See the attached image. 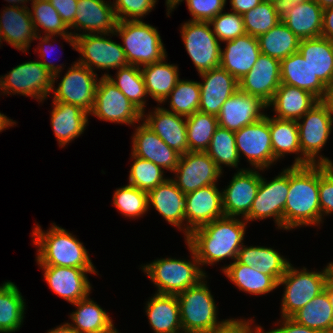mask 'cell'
I'll return each instance as SVG.
<instances>
[{
  "label": "cell",
  "instance_id": "62",
  "mask_svg": "<svg viewBox=\"0 0 333 333\" xmlns=\"http://www.w3.org/2000/svg\"><path fill=\"white\" fill-rule=\"evenodd\" d=\"M322 101L327 105L329 112L333 118V86L328 87L325 97Z\"/></svg>",
  "mask_w": 333,
  "mask_h": 333
},
{
  "label": "cell",
  "instance_id": "36",
  "mask_svg": "<svg viewBox=\"0 0 333 333\" xmlns=\"http://www.w3.org/2000/svg\"><path fill=\"white\" fill-rule=\"evenodd\" d=\"M236 261L254 267V270L273 276L279 281L291 264L275 249L265 246H243L237 254Z\"/></svg>",
  "mask_w": 333,
  "mask_h": 333
},
{
  "label": "cell",
  "instance_id": "21",
  "mask_svg": "<svg viewBox=\"0 0 333 333\" xmlns=\"http://www.w3.org/2000/svg\"><path fill=\"white\" fill-rule=\"evenodd\" d=\"M110 0H78L74 22L69 27L74 30L71 34L76 37L84 34L115 33L117 18ZM81 30L82 33H81ZM79 31L80 33H75Z\"/></svg>",
  "mask_w": 333,
  "mask_h": 333
},
{
  "label": "cell",
  "instance_id": "59",
  "mask_svg": "<svg viewBox=\"0 0 333 333\" xmlns=\"http://www.w3.org/2000/svg\"><path fill=\"white\" fill-rule=\"evenodd\" d=\"M321 36L333 43V7L323 9Z\"/></svg>",
  "mask_w": 333,
  "mask_h": 333
},
{
  "label": "cell",
  "instance_id": "39",
  "mask_svg": "<svg viewBox=\"0 0 333 333\" xmlns=\"http://www.w3.org/2000/svg\"><path fill=\"white\" fill-rule=\"evenodd\" d=\"M271 143L276 161L288 154H297L292 166H301V149L296 120L269 117ZM300 153V155H299Z\"/></svg>",
  "mask_w": 333,
  "mask_h": 333
},
{
  "label": "cell",
  "instance_id": "63",
  "mask_svg": "<svg viewBox=\"0 0 333 333\" xmlns=\"http://www.w3.org/2000/svg\"><path fill=\"white\" fill-rule=\"evenodd\" d=\"M13 125L16 126V122L12 119L8 118L6 115L0 113V132L3 130L9 128V126L13 127Z\"/></svg>",
  "mask_w": 333,
  "mask_h": 333
},
{
  "label": "cell",
  "instance_id": "56",
  "mask_svg": "<svg viewBox=\"0 0 333 333\" xmlns=\"http://www.w3.org/2000/svg\"><path fill=\"white\" fill-rule=\"evenodd\" d=\"M254 320L249 319H230L222 328L215 330L211 333H264L261 326H253L251 324Z\"/></svg>",
  "mask_w": 333,
  "mask_h": 333
},
{
  "label": "cell",
  "instance_id": "45",
  "mask_svg": "<svg viewBox=\"0 0 333 333\" xmlns=\"http://www.w3.org/2000/svg\"><path fill=\"white\" fill-rule=\"evenodd\" d=\"M218 127L217 116L196 111L186 117L189 151L205 152Z\"/></svg>",
  "mask_w": 333,
  "mask_h": 333
},
{
  "label": "cell",
  "instance_id": "18",
  "mask_svg": "<svg viewBox=\"0 0 333 333\" xmlns=\"http://www.w3.org/2000/svg\"><path fill=\"white\" fill-rule=\"evenodd\" d=\"M187 204L184 210L185 236L204 224L225 216L222 190L217 185H209L185 194Z\"/></svg>",
  "mask_w": 333,
  "mask_h": 333
},
{
  "label": "cell",
  "instance_id": "30",
  "mask_svg": "<svg viewBox=\"0 0 333 333\" xmlns=\"http://www.w3.org/2000/svg\"><path fill=\"white\" fill-rule=\"evenodd\" d=\"M52 103L51 127L59 147L63 148L83 134L89 122V114L80 107L69 103L59 101Z\"/></svg>",
  "mask_w": 333,
  "mask_h": 333
},
{
  "label": "cell",
  "instance_id": "52",
  "mask_svg": "<svg viewBox=\"0 0 333 333\" xmlns=\"http://www.w3.org/2000/svg\"><path fill=\"white\" fill-rule=\"evenodd\" d=\"M155 4L157 0H113L112 3L117 21H139Z\"/></svg>",
  "mask_w": 333,
  "mask_h": 333
},
{
  "label": "cell",
  "instance_id": "64",
  "mask_svg": "<svg viewBox=\"0 0 333 333\" xmlns=\"http://www.w3.org/2000/svg\"><path fill=\"white\" fill-rule=\"evenodd\" d=\"M325 290L328 292L333 308V280L331 278L327 281Z\"/></svg>",
  "mask_w": 333,
  "mask_h": 333
},
{
  "label": "cell",
  "instance_id": "10",
  "mask_svg": "<svg viewBox=\"0 0 333 333\" xmlns=\"http://www.w3.org/2000/svg\"><path fill=\"white\" fill-rule=\"evenodd\" d=\"M106 36H111V34L95 33L76 36L75 50L81 54L76 62L93 72H95V68L117 70L127 66L128 62L122 44L116 43Z\"/></svg>",
  "mask_w": 333,
  "mask_h": 333
},
{
  "label": "cell",
  "instance_id": "22",
  "mask_svg": "<svg viewBox=\"0 0 333 333\" xmlns=\"http://www.w3.org/2000/svg\"><path fill=\"white\" fill-rule=\"evenodd\" d=\"M238 83L240 91L257 96L268 104L281 84L280 61L261 53Z\"/></svg>",
  "mask_w": 333,
  "mask_h": 333
},
{
  "label": "cell",
  "instance_id": "70",
  "mask_svg": "<svg viewBox=\"0 0 333 333\" xmlns=\"http://www.w3.org/2000/svg\"><path fill=\"white\" fill-rule=\"evenodd\" d=\"M0 90H2L1 76H0Z\"/></svg>",
  "mask_w": 333,
  "mask_h": 333
},
{
  "label": "cell",
  "instance_id": "37",
  "mask_svg": "<svg viewBox=\"0 0 333 333\" xmlns=\"http://www.w3.org/2000/svg\"><path fill=\"white\" fill-rule=\"evenodd\" d=\"M221 270L232 284L248 294L265 295L278 288V281L273 276L258 272L254 267L238 263L236 260Z\"/></svg>",
  "mask_w": 333,
  "mask_h": 333
},
{
  "label": "cell",
  "instance_id": "7",
  "mask_svg": "<svg viewBox=\"0 0 333 333\" xmlns=\"http://www.w3.org/2000/svg\"><path fill=\"white\" fill-rule=\"evenodd\" d=\"M330 279V268L327 264L322 271H309L307 268H295L290 264L286 273L278 281V287L284 286L281 302V317H291L303 308L314 297L325 290Z\"/></svg>",
  "mask_w": 333,
  "mask_h": 333
},
{
  "label": "cell",
  "instance_id": "6",
  "mask_svg": "<svg viewBox=\"0 0 333 333\" xmlns=\"http://www.w3.org/2000/svg\"><path fill=\"white\" fill-rule=\"evenodd\" d=\"M122 38L127 62L139 68L167 57L157 28L139 21H117L114 36Z\"/></svg>",
  "mask_w": 333,
  "mask_h": 333
},
{
  "label": "cell",
  "instance_id": "72",
  "mask_svg": "<svg viewBox=\"0 0 333 333\" xmlns=\"http://www.w3.org/2000/svg\"><path fill=\"white\" fill-rule=\"evenodd\" d=\"M165 4H166L167 10H168V0L165 1Z\"/></svg>",
  "mask_w": 333,
  "mask_h": 333
},
{
  "label": "cell",
  "instance_id": "1",
  "mask_svg": "<svg viewBox=\"0 0 333 333\" xmlns=\"http://www.w3.org/2000/svg\"><path fill=\"white\" fill-rule=\"evenodd\" d=\"M247 224L244 218L223 216L192 230L185 241L195 252L201 268L226 258L235 261L244 244Z\"/></svg>",
  "mask_w": 333,
  "mask_h": 333
},
{
  "label": "cell",
  "instance_id": "67",
  "mask_svg": "<svg viewBox=\"0 0 333 333\" xmlns=\"http://www.w3.org/2000/svg\"><path fill=\"white\" fill-rule=\"evenodd\" d=\"M6 1L12 3V6H15V7L19 6L18 3H20V4L22 3L21 7L28 8V6L26 5V3L28 1H31V0H6ZM24 3H25V5H24Z\"/></svg>",
  "mask_w": 333,
  "mask_h": 333
},
{
  "label": "cell",
  "instance_id": "49",
  "mask_svg": "<svg viewBox=\"0 0 333 333\" xmlns=\"http://www.w3.org/2000/svg\"><path fill=\"white\" fill-rule=\"evenodd\" d=\"M112 202L125 218L142 217L149 211L148 193L129 184L115 190Z\"/></svg>",
  "mask_w": 333,
  "mask_h": 333
},
{
  "label": "cell",
  "instance_id": "9",
  "mask_svg": "<svg viewBox=\"0 0 333 333\" xmlns=\"http://www.w3.org/2000/svg\"><path fill=\"white\" fill-rule=\"evenodd\" d=\"M180 33L198 74L220 66L221 43L209 22L188 20Z\"/></svg>",
  "mask_w": 333,
  "mask_h": 333
},
{
  "label": "cell",
  "instance_id": "47",
  "mask_svg": "<svg viewBox=\"0 0 333 333\" xmlns=\"http://www.w3.org/2000/svg\"><path fill=\"white\" fill-rule=\"evenodd\" d=\"M222 171V165L238 168L240 158L237 152L234 131L218 126L205 151Z\"/></svg>",
  "mask_w": 333,
  "mask_h": 333
},
{
  "label": "cell",
  "instance_id": "71",
  "mask_svg": "<svg viewBox=\"0 0 333 333\" xmlns=\"http://www.w3.org/2000/svg\"><path fill=\"white\" fill-rule=\"evenodd\" d=\"M329 166L333 169V162L331 161Z\"/></svg>",
  "mask_w": 333,
  "mask_h": 333
},
{
  "label": "cell",
  "instance_id": "23",
  "mask_svg": "<svg viewBox=\"0 0 333 333\" xmlns=\"http://www.w3.org/2000/svg\"><path fill=\"white\" fill-rule=\"evenodd\" d=\"M199 76L203 80L199 82V111L217 116L225 101L239 89L238 80L220 66Z\"/></svg>",
  "mask_w": 333,
  "mask_h": 333
},
{
  "label": "cell",
  "instance_id": "48",
  "mask_svg": "<svg viewBox=\"0 0 333 333\" xmlns=\"http://www.w3.org/2000/svg\"><path fill=\"white\" fill-rule=\"evenodd\" d=\"M200 94L198 81L179 79L163 103L167 102L166 100H170L169 106L171 110H166L187 117L199 111Z\"/></svg>",
  "mask_w": 333,
  "mask_h": 333
},
{
  "label": "cell",
  "instance_id": "58",
  "mask_svg": "<svg viewBox=\"0 0 333 333\" xmlns=\"http://www.w3.org/2000/svg\"><path fill=\"white\" fill-rule=\"evenodd\" d=\"M280 327L264 331V333H320L317 330L310 329L293 320L291 317H282ZM282 324V325H281Z\"/></svg>",
  "mask_w": 333,
  "mask_h": 333
},
{
  "label": "cell",
  "instance_id": "65",
  "mask_svg": "<svg viewBox=\"0 0 333 333\" xmlns=\"http://www.w3.org/2000/svg\"><path fill=\"white\" fill-rule=\"evenodd\" d=\"M279 7L282 9L283 7L287 5H291L296 2H300L302 0H273Z\"/></svg>",
  "mask_w": 333,
  "mask_h": 333
},
{
  "label": "cell",
  "instance_id": "60",
  "mask_svg": "<svg viewBox=\"0 0 333 333\" xmlns=\"http://www.w3.org/2000/svg\"><path fill=\"white\" fill-rule=\"evenodd\" d=\"M263 0H230L231 10L243 15L259 5Z\"/></svg>",
  "mask_w": 333,
  "mask_h": 333
},
{
  "label": "cell",
  "instance_id": "55",
  "mask_svg": "<svg viewBox=\"0 0 333 333\" xmlns=\"http://www.w3.org/2000/svg\"><path fill=\"white\" fill-rule=\"evenodd\" d=\"M54 40L52 36H43L41 37V35H37L35 37L36 39H39L40 43H38L39 45H37V48L34 49L35 51L38 50V53H40L39 57L42 58V61H40V63L51 73L53 74V84H55V81L60 77V72L62 71L61 69L62 66L64 64L61 65H57V64H53L51 61L47 62V57L49 55V52H51V50L53 49L52 45L50 44L51 39ZM45 44V46H44ZM54 50V49H53ZM52 50V51H53ZM44 60V61H43Z\"/></svg>",
  "mask_w": 333,
  "mask_h": 333
},
{
  "label": "cell",
  "instance_id": "40",
  "mask_svg": "<svg viewBox=\"0 0 333 333\" xmlns=\"http://www.w3.org/2000/svg\"><path fill=\"white\" fill-rule=\"evenodd\" d=\"M291 318L297 323L320 333H333V308L328 292L324 290Z\"/></svg>",
  "mask_w": 333,
  "mask_h": 333
},
{
  "label": "cell",
  "instance_id": "43",
  "mask_svg": "<svg viewBox=\"0 0 333 333\" xmlns=\"http://www.w3.org/2000/svg\"><path fill=\"white\" fill-rule=\"evenodd\" d=\"M257 39L261 53L279 61L298 52L301 41L282 21Z\"/></svg>",
  "mask_w": 333,
  "mask_h": 333
},
{
  "label": "cell",
  "instance_id": "46",
  "mask_svg": "<svg viewBox=\"0 0 333 333\" xmlns=\"http://www.w3.org/2000/svg\"><path fill=\"white\" fill-rule=\"evenodd\" d=\"M242 16L246 34L258 38L281 21V9L273 0H263Z\"/></svg>",
  "mask_w": 333,
  "mask_h": 333
},
{
  "label": "cell",
  "instance_id": "41",
  "mask_svg": "<svg viewBox=\"0 0 333 333\" xmlns=\"http://www.w3.org/2000/svg\"><path fill=\"white\" fill-rule=\"evenodd\" d=\"M18 287L11 281L0 286V333H12L23 324L26 303Z\"/></svg>",
  "mask_w": 333,
  "mask_h": 333
},
{
  "label": "cell",
  "instance_id": "2",
  "mask_svg": "<svg viewBox=\"0 0 333 333\" xmlns=\"http://www.w3.org/2000/svg\"><path fill=\"white\" fill-rule=\"evenodd\" d=\"M319 164L289 167V191L284 207V230L320 226ZM319 224V225H318Z\"/></svg>",
  "mask_w": 333,
  "mask_h": 333
},
{
  "label": "cell",
  "instance_id": "5",
  "mask_svg": "<svg viewBox=\"0 0 333 333\" xmlns=\"http://www.w3.org/2000/svg\"><path fill=\"white\" fill-rule=\"evenodd\" d=\"M183 333H211L230 319L217 320V305L205 278L177 295Z\"/></svg>",
  "mask_w": 333,
  "mask_h": 333
},
{
  "label": "cell",
  "instance_id": "31",
  "mask_svg": "<svg viewBox=\"0 0 333 333\" xmlns=\"http://www.w3.org/2000/svg\"><path fill=\"white\" fill-rule=\"evenodd\" d=\"M319 101L316 96L304 89L280 84L267 108L273 107L276 118L297 121Z\"/></svg>",
  "mask_w": 333,
  "mask_h": 333
},
{
  "label": "cell",
  "instance_id": "14",
  "mask_svg": "<svg viewBox=\"0 0 333 333\" xmlns=\"http://www.w3.org/2000/svg\"><path fill=\"white\" fill-rule=\"evenodd\" d=\"M106 122L133 125L140 123L142 112L108 79L100 77L94 105L89 113Z\"/></svg>",
  "mask_w": 333,
  "mask_h": 333
},
{
  "label": "cell",
  "instance_id": "15",
  "mask_svg": "<svg viewBox=\"0 0 333 333\" xmlns=\"http://www.w3.org/2000/svg\"><path fill=\"white\" fill-rule=\"evenodd\" d=\"M234 134L239 158L245 156L253 169H261L263 172L277 162L274 159L267 114L260 121L244 126Z\"/></svg>",
  "mask_w": 333,
  "mask_h": 333
},
{
  "label": "cell",
  "instance_id": "32",
  "mask_svg": "<svg viewBox=\"0 0 333 333\" xmlns=\"http://www.w3.org/2000/svg\"><path fill=\"white\" fill-rule=\"evenodd\" d=\"M281 84L304 89L323 100L328 87L312 72L309 64L299 53H293L280 61Z\"/></svg>",
  "mask_w": 333,
  "mask_h": 333
},
{
  "label": "cell",
  "instance_id": "13",
  "mask_svg": "<svg viewBox=\"0 0 333 333\" xmlns=\"http://www.w3.org/2000/svg\"><path fill=\"white\" fill-rule=\"evenodd\" d=\"M98 82L96 72L75 61L67 69L58 87L55 88L53 84V101L78 106L89 114L94 105Z\"/></svg>",
  "mask_w": 333,
  "mask_h": 333
},
{
  "label": "cell",
  "instance_id": "66",
  "mask_svg": "<svg viewBox=\"0 0 333 333\" xmlns=\"http://www.w3.org/2000/svg\"><path fill=\"white\" fill-rule=\"evenodd\" d=\"M322 9L333 7V0H314Z\"/></svg>",
  "mask_w": 333,
  "mask_h": 333
},
{
  "label": "cell",
  "instance_id": "28",
  "mask_svg": "<svg viewBox=\"0 0 333 333\" xmlns=\"http://www.w3.org/2000/svg\"><path fill=\"white\" fill-rule=\"evenodd\" d=\"M225 43V48H221L220 67L239 81L252 69L261 54L258 39L245 34Z\"/></svg>",
  "mask_w": 333,
  "mask_h": 333
},
{
  "label": "cell",
  "instance_id": "57",
  "mask_svg": "<svg viewBox=\"0 0 333 333\" xmlns=\"http://www.w3.org/2000/svg\"><path fill=\"white\" fill-rule=\"evenodd\" d=\"M59 13L61 19L70 27L74 22L78 0H48Z\"/></svg>",
  "mask_w": 333,
  "mask_h": 333
},
{
  "label": "cell",
  "instance_id": "34",
  "mask_svg": "<svg viewBox=\"0 0 333 333\" xmlns=\"http://www.w3.org/2000/svg\"><path fill=\"white\" fill-rule=\"evenodd\" d=\"M298 52L308 62L314 75L327 87L333 86V43L320 36L302 39Z\"/></svg>",
  "mask_w": 333,
  "mask_h": 333
},
{
  "label": "cell",
  "instance_id": "24",
  "mask_svg": "<svg viewBox=\"0 0 333 333\" xmlns=\"http://www.w3.org/2000/svg\"><path fill=\"white\" fill-rule=\"evenodd\" d=\"M131 153L139 158L149 160L171 173L177 167L181 154L170 148L144 122L136 126L132 135Z\"/></svg>",
  "mask_w": 333,
  "mask_h": 333
},
{
  "label": "cell",
  "instance_id": "12",
  "mask_svg": "<svg viewBox=\"0 0 333 333\" xmlns=\"http://www.w3.org/2000/svg\"><path fill=\"white\" fill-rule=\"evenodd\" d=\"M289 191V167L268 181L261 175L260 185L249 214L244 220L274 219L278 229H284V207Z\"/></svg>",
  "mask_w": 333,
  "mask_h": 333
},
{
  "label": "cell",
  "instance_id": "42",
  "mask_svg": "<svg viewBox=\"0 0 333 333\" xmlns=\"http://www.w3.org/2000/svg\"><path fill=\"white\" fill-rule=\"evenodd\" d=\"M31 19L37 35H41L39 27L44 30V36L62 37L75 50V37L71 34L69 27L61 19L59 13L52 7L48 0H31Z\"/></svg>",
  "mask_w": 333,
  "mask_h": 333
},
{
  "label": "cell",
  "instance_id": "54",
  "mask_svg": "<svg viewBox=\"0 0 333 333\" xmlns=\"http://www.w3.org/2000/svg\"><path fill=\"white\" fill-rule=\"evenodd\" d=\"M319 203L322 223L324 215L333 213V169L325 164H319Z\"/></svg>",
  "mask_w": 333,
  "mask_h": 333
},
{
  "label": "cell",
  "instance_id": "3",
  "mask_svg": "<svg viewBox=\"0 0 333 333\" xmlns=\"http://www.w3.org/2000/svg\"><path fill=\"white\" fill-rule=\"evenodd\" d=\"M32 236L34 245L38 247L36 261L39 266L96 270L83 243L55 223L46 231L37 223Z\"/></svg>",
  "mask_w": 333,
  "mask_h": 333
},
{
  "label": "cell",
  "instance_id": "11",
  "mask_svg": "<svg viewBox=\"0 0 333 333\" xmlns=\"http://www.w3.org/2000/svg\"><path fill=\"white\" fill-rule=\"evenodd\" d=\"M1 83L3 95L21 94L43 102L51 93L53 74L39 60L28 61L1 76Z\"/></svg>",
  "mask_w": 333,
  "mask_h": 333
},
{
  "label": "cell",
  "instance_id": "16",
  "mask_svg": "<svg viewBox=\"0 0 333 333\" xmlns=\"http://www.w3.org/2000/svg\"><path fill=\"white\" fill-rule=\"evenodd\" d=\"M173 172L175 177L172 180L184 194L216 185L223 174L206 152L198 151L182 154Z\"/></svg>",
  "mask_w": 333,
  "mask_h": 333
},
{
  "label": "cell",
  "instance_id": "50",
  "mask_svg": "<svg viewBox=\"0 0 333 333\" xmlns=\"http://www.w3.org/2000/svg\"><path fill=\"white\" fill-rule=\"evenodd\" d=\"M131 158L134 161L129 171V185L148 193L168 179L164 178V170L155 163L132 153Z\"/></svg>",
  "mask_w": 333,
  "mask_h": 333
},
{
  "label": "cell",
  "instance_id": "44",
  "mask_svg": "<svg viewBox=\"0 0 333 333\" xmlns=\"http://www.w3.org/2000/svg\"><path fill=\"white\" fill-rule=\"evenodd\" d=\"M115 75L116 78H113L110 74L105 73L102 77H108L135 107L142 113H145L147 101L145 97H148V94L141 69L128 64L127 66L117 69Z\"/></svg>",
  "mask_w": 333,
  "mask_h": 333
},
{
  "label": "cell",
  "instance_id": "38",
  "mask_svg": "<svg viewBox=\"0 0 333 333\" xmlns=\"http://www.w3.org/2000/svg\"><path fill=\"white\" fill-rule=\"evenodd\" d=\"M165 60L166 58L140 68L147 94L158 104H163L180 79L178 66Z\"/></svg>",
  "mask_w": 333,
  "mask_h": 333
},
{
  "label": "cell",
  "instance_id": "25",
  "mask_svg": "<svg viewBox=\"0 0 333 333\" xmlns=\"http://www.w3.org/2000/svg\"><path fill=\"white\" fill-rule=\"evenodd\" d=\"M141 121L179 154L189 152L185 116L159 106L154 107V111H149L147 115L142 113Z\"/></svg>",
  "mask_w": 333,
  "mask_h": 333
},
{
  "label": "cell",
  "instance_id": "17",
  "mask_svg": "<svg viewBox=\"0 0 333 333\" xmlns=\"http://www.w3.org/2000/svg\"><path fill=\"white\" fill-rule=\"evenodd\" d=\"M261 169L242 168L234 173L229 185L222 190L223 211L225 216L245 218L261 181Z\"/></svg>",
  "mask_w": 333,
  "mask_h": 333
},
{
  "label": "cell",
  "instance_id": "20",
  "mask_svg": "<svg viewBox=\"0 0 333 333\" xmlns=\"http://www.w3.org/2000/svg\"><path fill=\"white\" fill-rule=\"evenodd\" d=\"M50 289L56 295L73 304L87 297L91 292L89 274H98L96 270H84L74 267L39 266Z\"/></svg>",
  "mask_w": 333,
  "mask_h": 333
},
{
  "label": "cell",
  "instance_id": "35",
  "mask_svg": "<svg viewBox=\"0 0 333 333\" xmlns=\"http://www.w3.org/2000/svg\"><path fill=\"white\" fill-rule=\"evenodd\" d=\"M89 297L72 304L77 309L70 314V325L78 333H117L108 313Z\"/></svg>",
  "mask_w": 333,
  "mask_h": 333
},
{
  "label": "cell",
  "instance_id": "19",
  "mask_svg": "<svg viewBox=\"0 0 333 333\" xmlns=\"http://www.w3.org/2000/svg\"><path fill=\"white\" fill-rule=\"evenodd\" d=\"M267 109V104L259 97L247 94L239 89L222 105L217 115L218 126L238 131L244 126L260 121Z\"/></svg>",
  "mask_w": 333,
  "mask_h": 333
},
{
  "label": "cell",
  "instance_id": "29",
  "mask_svg": "<svg viewBox=\"0 0 333 333\" xmlns=\"http://www.w3.org/2000/svg\"><path fill=\"white\" fill-rule=\"evenodd\" d=\"M185 194L179 190L172 178L166 179L148 192V207L151 205L170 225L176 226L185 235ZM184 226V227H183Z\"/></svg>",
  "mask_w": 333,
  "mask_h": 333
},
{
  "label": "cell",
  "instance_id": "53",
  "mask_svg": "<svg viewBox=\"0 0 333 333\" xmlns=\"http://www.w3.org/2000/svg\"><path fill=\"white\" fill-rule=\"evenodd\" d=\"M184 0H179L170 10L167 16ZM187 8L192 15L191 21L210 22L216 15L225 10L226 0H185Z\"/></svg>",
  "mask_w": 333,
  "mask_h": 333
},
{
  "label": "cell",
  "instance_id": "68",
  "mask_svg": "<svg viewBox=\"0 0 333 333\" xmlns=\"http://www.w3.org/2000/svg\"><path fill=\"white\" fill-rule=\"evenodd\" d=\"M179 0H168V10H170Z\"/></svg>",
  "mask_w": 333,
  "mask_h": 333
},
{
  "label": "cell",
  "instance_id": "51",
  "mask_svg": "<svg viewBox=\"0 0 333 333\" xmlns=\"http://www.w3.org/2000/svg\"><path fill=\"white\" fill-rule=\"evenodd\" d=\"M209 23L220 42L231 41L246 34L243 16L233 11L220 12Z\"/></svg>",
  "mask_w": 333,
  "mask_h": 333
},
{
  "label": "cell",
  "instance_id": "26",
  "mask_svg": "<svg viewBox=\"0 0 333 333\" xmlns=\"http://www.w3.org/2000/svg\"><path fill=\"white\" fill-rule=\"evenodd\" d=\"M281 21L301 40L320 37L323 9L314 0H302L283 7Z\"/></svg>",
  "mask_w": 333,
  "mask_h": 333
},
{
  "label": "cell",
  "instance_id": "69",
  "mask_svg": "<svg viewBox=\"0 0 333 333\" xmlns=\"http://www.w3.org/2000/svg\"><path fill=\"white\" fill-rule=\"evenodd\" d=\"M330 268V278L333 280V262L328 263Z\"/></svg>",
  "mask_w": 333,
  "mask_h": 333
},
{
  "label": "cell",
  "instance_id": "4",
  "mask_svg": "<svg viewBox=\"0 0 333 333\" xmlns=\"http://www.w3.org/2000/svg\"><path fill=\"white\" fill-rule=\"evenodd\" d=\"M190 251V261L176 258H160L142 266V270L157 287V294L178 295L206 278L195 252L185 241Z\"/></svg>",
  "mask_w": 333,
  "mask_h": 333
},
{
  "label": "cell",
  "instance_id": "27",
  "mask_svg": "<svg viewBox=\"0 0 333 333\" xmlns=\"http://www.w3.org/2000/svg\"><path fill=\"white\" fill-rule=\"evenodd\" d=\"M0 33L3 41L26 52L37 36L29 8L5 7L0 15Z\"/></svg>",
  "mask_w": 333,
  "mask_h": 333
},
{
  "label": "cell",
  "instance_id": "8",
  "mask_svg": "<svg viewBox=\"0 0 333 333\" xmlns=\"http://www.w3.org/2000/svg\"><path fill=\"white\" fill-rule=\"evenodd\" d=\"M296 123L301 149V166L329 165L331 160L320 155V151L327 143L333 129V118L327 105L320 100Z\"/></svg>",
  "mask_w": 333,
  "mask_h": 333
},
{
  "label": "cell",
  "instance_id": "61",
  "mask_svg": "<svg viewBox=\"0 0 333 333\" xmlns=\"http://www.w3.org/2000/svg\"><path fill=\"white\" fill-rule=\"evenodd\" d=\"M47 333H78L69 322L61 324L56 328L49 330Z\"/></svg>",
  "mask_w": 333,
  "mask_h": 333
},
{
  "label": "cell",
  "instance_id": "33",
  "mask_svg": "<svg viewBox=\"0 0 333 333\" xmlns=\"http://www.w3.org/2000/svg\"><path fill=\"white\" fill-rule=\"evenodd\" d=\"M148 300L145 312L155 333H183L177 295L155 293Z\"/></svg>",
  "mask_w": 333,
  "mask_h": 333
}]
</instances>
